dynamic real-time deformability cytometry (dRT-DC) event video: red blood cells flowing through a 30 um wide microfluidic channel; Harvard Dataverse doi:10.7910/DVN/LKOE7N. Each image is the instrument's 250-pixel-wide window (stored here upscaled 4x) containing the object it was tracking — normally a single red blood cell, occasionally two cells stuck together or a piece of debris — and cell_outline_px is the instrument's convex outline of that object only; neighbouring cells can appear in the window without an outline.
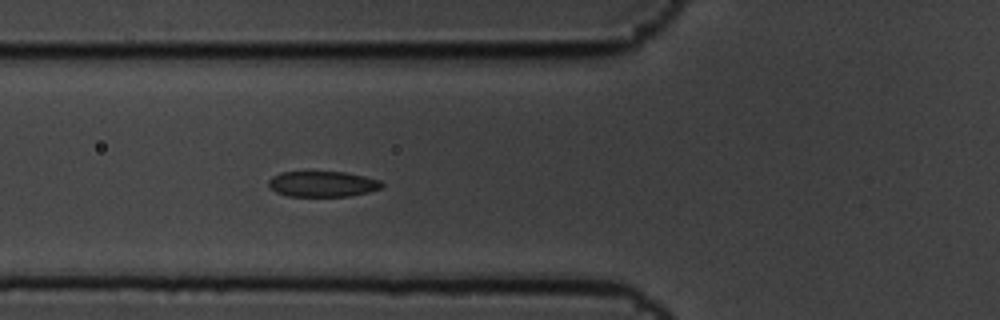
{"species": "common noctule bat (a hibernating species)", "species_latin": "Nyctalus noctula", "temperature_condition": "cold", "stored_images_in_passage": 2, "camera_frame_rate_fps": 3000, "um_per_image_px": 0.085, "animal": {"sex": "male", "body_mass_g": 19.5, "forearm_length_mm": 54.6}, "frame": {"image": 1, "passage_image": 2, "time_ms": 0.333, "image_size_px": [1000, 320], "cell_outline_px": [[384, 184], [380, 188], [368, 192], [348, 196], [288, 196], [276, 192], [268, 184], [268, 180], [272, 176], [280, 172], [344, 172], [364, 176], [380, 180]], "centroid_in_image_um": [27.4, 15.63], "position_along_channel_um": 98.4, "area_um2": 16.82}}